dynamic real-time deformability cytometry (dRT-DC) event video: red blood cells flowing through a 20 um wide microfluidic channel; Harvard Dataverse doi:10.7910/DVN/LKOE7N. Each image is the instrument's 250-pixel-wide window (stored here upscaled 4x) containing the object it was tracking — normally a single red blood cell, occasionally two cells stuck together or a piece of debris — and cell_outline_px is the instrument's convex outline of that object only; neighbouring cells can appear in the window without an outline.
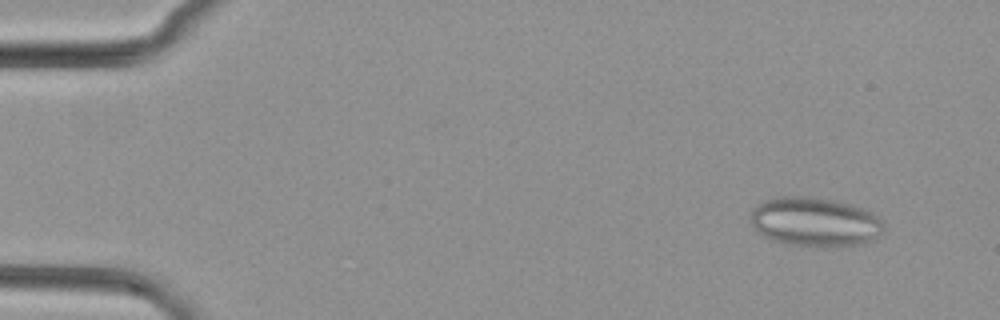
{"species": "common noctule bat (a hibernating species)", "species_latin": "Nyctalus noctula", "temperature_condition": "cold", "stored_images_in_passage": 52, "camera_frame_rate_fps": 3000, "um_per_image_px": 0.085, "animal": {"sex": "female", "body_mass_g": 29.2, "forearm_length_mm": 56.3}, "frame": {"image": 1, "passage_image": 5, "time_ms": 1.333, "image_size_px": [1000, 320], "cell_outline_px": [[884, 232], [872, 240], [860, 244], [788, 244], [772, 240], [756, 232], [752, 224], [752, 208], [756, 204], [772, 196], [812, 196], [836, 200], [864, 208], [872, 212], [884, 224]], "centroid_in_image_um": [69.24, 18.8], "position_along_channel_um": 15.8, "area_um2": 37.86}}
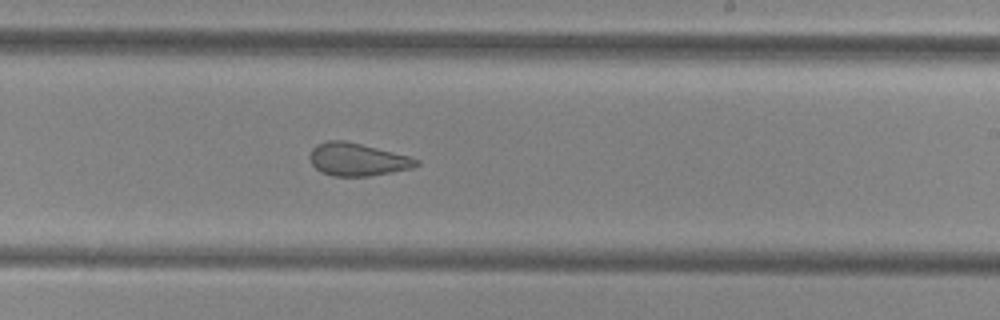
{"frame": {"image": 2, "passage_image": 32, "time_ms": 10.333, "image_size_px": [1000, 320], "cell_outline_px": [[420, 164], [412, 168], [392, 172], [368, 176], [332, 176], [320, 172], [312, 164], [308, 156], [312, 148], [316, 144], [328, 140], [344, 140], [408, 156], [420, 160]], "centroid_in_image_um": [30.34, 13.56], "position_along_channel_um": 258.7, "area_um2": 20.29}}
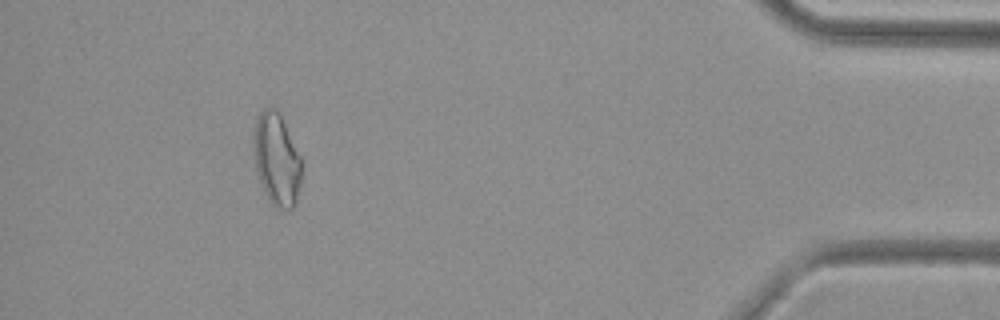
{"frame": {"image": 3, "passage_image": 48, "time_ms": 15.667, "image_size_px": [1000, 320], "cell_outline_px": [[300, 188], [296, 200], [292, 208], [276, 208], [268, 200], [264, 192], [256, 168], [252, 144], [256, 120], [260, 112], [264, 108], [272, 108], [280, 116], [300, 156]], "centroid_in_image_um": [23.49, 13.58], "position_along_channel_um": 411.7, "area_um2": 25.2}}